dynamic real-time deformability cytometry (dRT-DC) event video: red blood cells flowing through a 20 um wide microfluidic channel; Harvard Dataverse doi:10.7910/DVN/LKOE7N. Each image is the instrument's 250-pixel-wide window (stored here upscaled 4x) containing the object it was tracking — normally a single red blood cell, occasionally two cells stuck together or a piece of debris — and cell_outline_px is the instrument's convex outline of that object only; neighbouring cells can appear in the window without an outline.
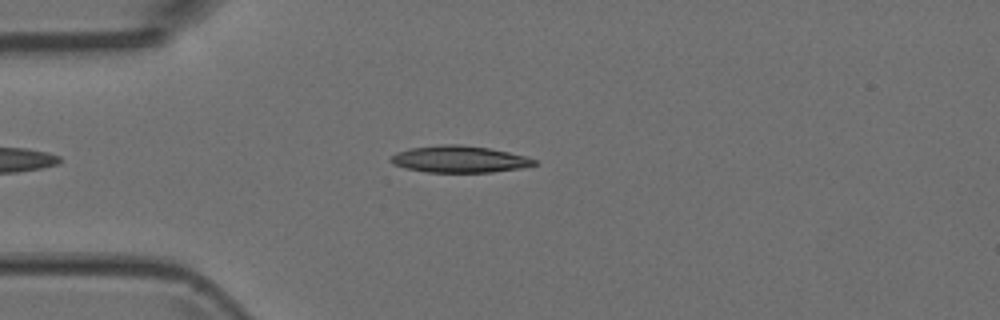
{"species": "Egyptian fruit bat (a non-hibernating species)", "species_latin": "Rousettus aegyptiacus", "temperature_condition": "room temperature", "stored_images_in_passage": 2, "camera_frame_rate_fps": 3000, "um_per_image_px": 0.085, "animal": {"sex": "female"}, "frame": {"image": 1, "passage_image": 2, "time_ms": 0.333, "image_size_px": [1000, 320], "cell_outline_px": [[536, 164], [524, 168], [492, 172], [428, 172], [404, 168], [392, 164], [388, 160], [396, 152], [412, 148], [440, 144], [460, 144], [488, 148], [508, 152], [524, 156], [536, 160]], "centroid_in_image_um": [39.02, 13.53], "position_along_channel_um": 46.0, "area_um2": 22.37}}